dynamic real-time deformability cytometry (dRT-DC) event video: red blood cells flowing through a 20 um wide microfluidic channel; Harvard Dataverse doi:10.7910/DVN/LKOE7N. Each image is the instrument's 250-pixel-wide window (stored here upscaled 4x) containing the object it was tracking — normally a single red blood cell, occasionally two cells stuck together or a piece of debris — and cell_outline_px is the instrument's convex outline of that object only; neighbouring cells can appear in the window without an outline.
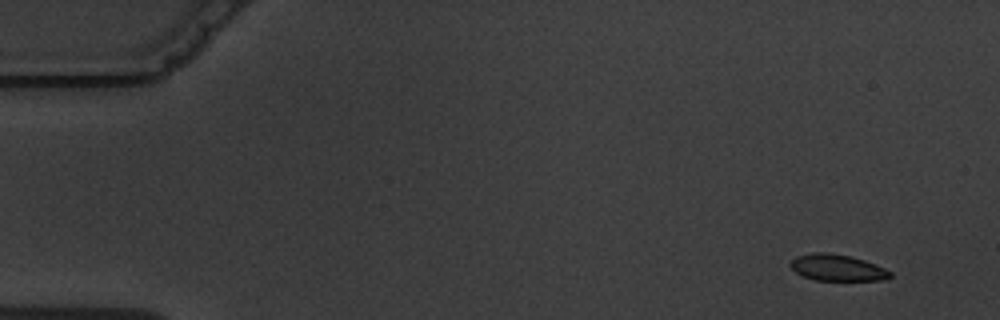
{"species": "common noctule bat (a hibernating species)", "species_latin": "Nyctalus noctula", "temperature_condition": "warm", "stored_images_in_passage": 5, "camera_frame_rate_fps": 3000, "um_per_image_px": 0.085, "animal": {"sex": "male", "body_mass_g": 19.5, "forearm_length_mm": 54.6}, "frame": {"image": 1, "passage_image": 1, "time_ms": 0.0, "image_size_px": [1000, 320], "cell_outline_px": [[892, 276], [884, 280], [816, 280], [804, 276], [796, 272], [788, 264], [796, 256], [812, 252], [828, 252], [848, 256], [864, 260], [884, 268], [892, 272]], "centroid_in_image_um": [71.15, 22.75], "position_along_channel_um": 13.8, "area_um2": 15.26}}
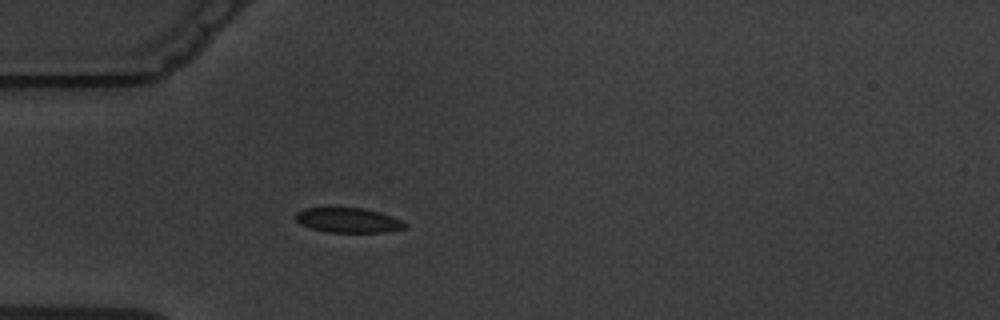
{"frame": {"image": 2, "passage_image": 5, "time_ms": 4.333, "image_size_px": [1000, 320], "cell_outline_px": [[408, 228], [384, 232], [328, 232], [312, 228], [300, 224], [296, 220], [296, 212], [304, 208], [364, 208], [380, 212], [404, 220], [408, 224]], "centroid_in_image_um": [29.66, 18.72], "position_along_channel_um": 55.3, "area_um2": 15.9}}